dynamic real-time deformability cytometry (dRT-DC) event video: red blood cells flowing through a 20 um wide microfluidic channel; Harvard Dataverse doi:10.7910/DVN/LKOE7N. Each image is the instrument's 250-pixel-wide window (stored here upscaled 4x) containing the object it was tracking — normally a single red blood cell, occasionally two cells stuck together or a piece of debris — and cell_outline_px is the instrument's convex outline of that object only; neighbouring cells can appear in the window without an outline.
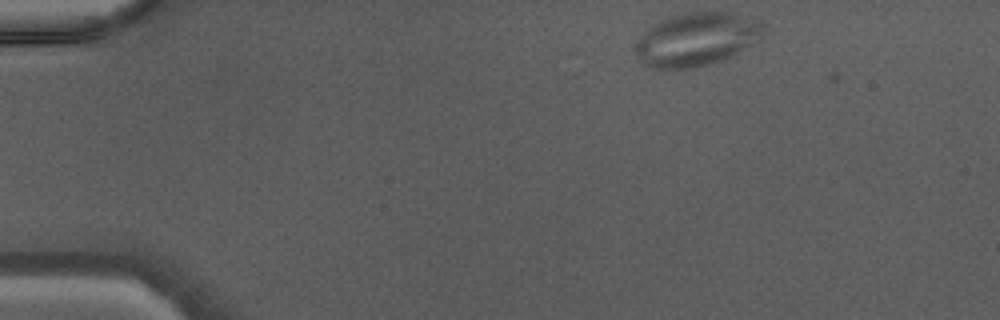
{"species": "Egyptian fruit bat (a non-hibernating species)", "species_latin": "Rousettus aegyptiacus", "temperature_condition": "warm", "stored_images_in_passage": 39, "camera_frame_rate_fps": 3000, "um_per_image_px": 0.085, "animal": {"sex": "male"}, "frame": {"image": 1, "passage_image": 1, "time_ms": 0.0, "image_size_px": [1000, 320], "cell_outline_px": [[764, 24], [760, 36], [736, 52], [720, 60], [688, 68], [652, 68], [644, 64], [640, 60], [632, 44], [652, 24], [660, 20], [684, 12], [728, 12], [760, 20]], "centroid_in_image_um": [59.11, 3.31], "position_along_channel_um": 25.9, "area_um2": 38.96}}
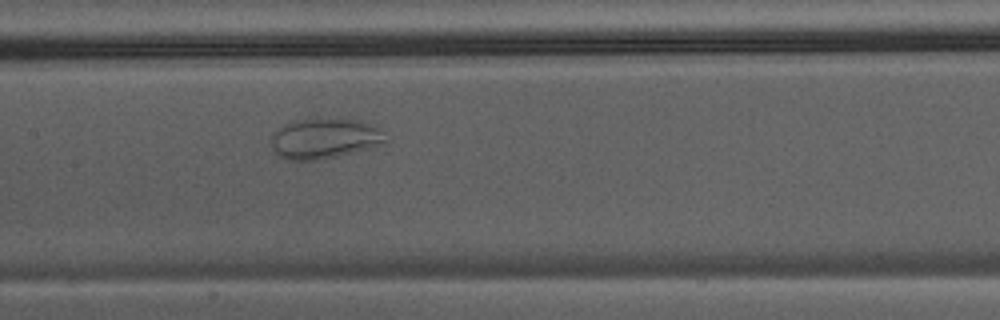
{"frame": {"image": 2, "passage_image": 17, "time_ms": 5.333, "image_size_px": [1000, 320], "cell_outline_px": [[388, 144], [372, 148], [336, 156], [316, 160], [288, 160], [280, 156], [272, 148], [272, 136], [280, 128], [288, 124], [300, 120], [360, 120], [384, 132], [388, 140]], "centroid_in_image_um": [27.66, 11.81], "position_along_channel_um": 179.7, "area_um2": 26.24}}